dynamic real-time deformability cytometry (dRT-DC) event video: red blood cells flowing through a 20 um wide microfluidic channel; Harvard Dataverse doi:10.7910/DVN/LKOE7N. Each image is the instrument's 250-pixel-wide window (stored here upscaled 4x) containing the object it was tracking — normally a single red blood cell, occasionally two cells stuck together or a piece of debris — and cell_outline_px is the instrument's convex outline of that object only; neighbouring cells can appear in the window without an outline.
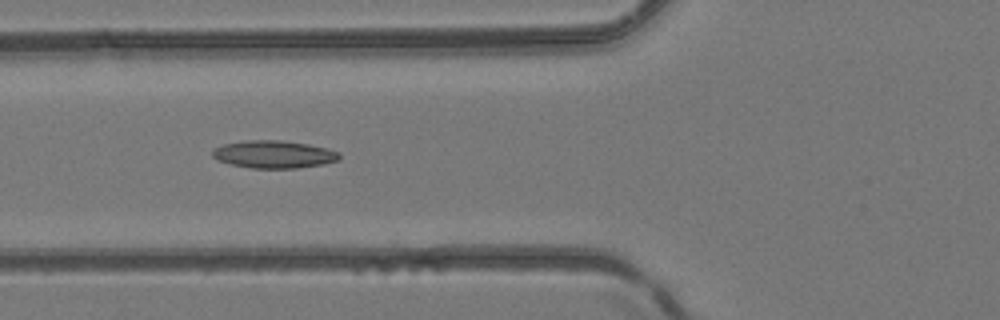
{"species": "common noctule bat (a hibernating species)", "species_latin": "Nyctalus noctula", "temperature_condition": "room temperature", "stored_images_in_passage": 5, "camera_frame_rate_fps": 3000, "um_per_image_px": 0.085, "animal": {"sex": "female", "body_mass_g": 24.6, "forearm_length_mm": 56.2}, "frame": {"image": 1, "passage_image": 5, "time_ms": 1.333, "image_size_px": [1000, 320], "cell_outline_px": [[340, 160], [324, 164], [296, 168], [252, 168], [232, 164], [216, 160], [212, 156], [212, 148], [224, 144], [248, 140], [280, 140], [308, 144], [328, 148], [340, 152]], "centroid_in_image_um": [23.29, 13.11], "position_along_channel_um": 102.5, "area_um2": 20.52}}